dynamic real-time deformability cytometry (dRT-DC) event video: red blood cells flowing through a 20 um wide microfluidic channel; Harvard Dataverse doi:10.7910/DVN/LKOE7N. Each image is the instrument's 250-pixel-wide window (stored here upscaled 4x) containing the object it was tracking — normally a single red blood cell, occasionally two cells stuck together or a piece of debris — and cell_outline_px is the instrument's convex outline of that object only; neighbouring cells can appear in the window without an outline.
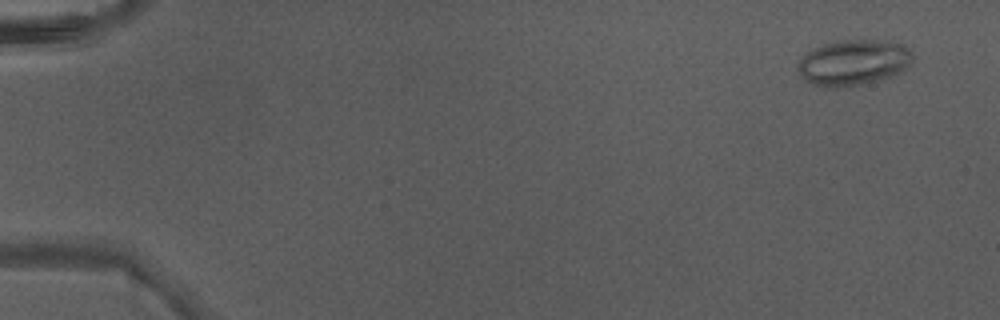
{"species": "Egyptian fruit bat (a non-hibernating species)", "species_latin": "Rousettus aegyptiacus", "temperature_condition": "warm", "stored_images_in_passage": 6, "camera_frame_rate_fps": 3000, "um_per_image_px": 0.085, "animal": {"sex": "male"}, "frame": {"image": 1, "passage_image": 1, "time_ms": 0.0, "image_size_px": [1000, 320], "cell_outline_px": [[912, 60], [900, 72], [892, 76], [880, 80], [844, 88], [824, 88], [808, 80], [800, 72], [800, 60], [808, 52], [824, 44], [836, 40], [888, 40], [904, 44], [912, 52]], "centroid_in_image_um": [72.61, 5.31], "position_along_channel_um": 12.4, "area_um2": 30.35}}